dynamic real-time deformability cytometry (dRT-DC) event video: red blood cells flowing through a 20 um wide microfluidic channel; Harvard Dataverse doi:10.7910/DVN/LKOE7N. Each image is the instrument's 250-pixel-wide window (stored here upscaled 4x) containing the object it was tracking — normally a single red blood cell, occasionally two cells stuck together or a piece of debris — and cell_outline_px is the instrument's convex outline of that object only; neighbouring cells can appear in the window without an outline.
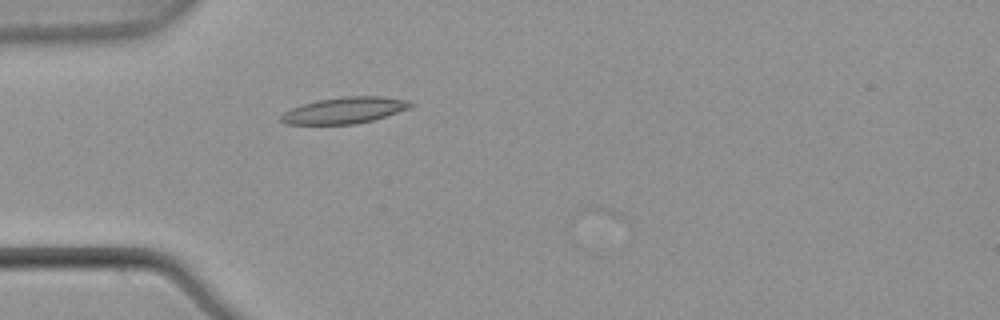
{"species": "common noctule bat (a hibernating species)", "species_latin": "Nyctalus noctula", "temperature_condition": "warm", "stored_images_in_passage": 1, "camera_frame_rate_fps": 3000, "um_per_image_px": 0.085, "animal": {"sex": "male", "body_mass_g": 21.5, "forearm_length_mm": 52.0}, "frame": {"image": 1, "passage_image": 1, "time_ms": 0.0, "image_size_px": [1000, 320], "cell_outline_px": [[416, 104], [408, 108], [372, 120], [356, 124], [288, 124], [280, 120], [280, 116], [284, 112], [292, 108], [316, 100], [344, 96], [380, 96], [408, 100]], "centroid_in_image_um": [29.28, 9.37], "position_along_channel_um": 55.7, "area_um2": 19.65}}